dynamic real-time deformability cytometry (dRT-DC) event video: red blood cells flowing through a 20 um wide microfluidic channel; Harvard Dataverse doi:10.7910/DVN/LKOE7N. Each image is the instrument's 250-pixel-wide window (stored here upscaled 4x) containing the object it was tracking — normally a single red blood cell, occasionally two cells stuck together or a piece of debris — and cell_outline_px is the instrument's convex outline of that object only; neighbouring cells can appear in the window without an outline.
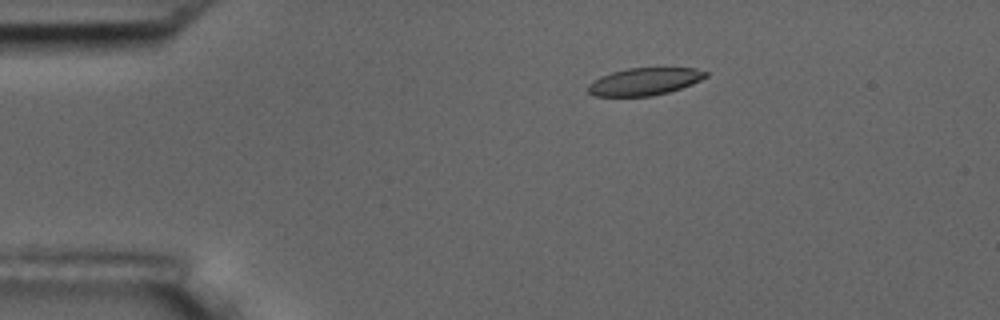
{"species": "common noctule bat (a hibernating species)", "species_latin": "Nyctalus noctula", "temperature_condition": "room temperature", "stored_images_in_passage": 5, "camera_frame_rate_fps": 3000, "um_per_image_px": 0.085, "animal": {"sex": "male", "body_mass_g": 17.5, "forearm_length_mm": 52.3}, "frame": {"image": 1, "passage_image": 4, "time_ms": 1.0, "image_size_px": [1000, 320], "cell_outline_px": [[708, 76], [692, 84], [668, 92], [652, 96], [592, 96], [588, 92], [588, 84], [592, 80], [600, 76], [612, 72], [628, 68], [696, 68], [708, 72]], "centroid_in_image_um": [54.76, 6.93], "position_along_channel_um": 30.2, "area_um2": 18.84}}